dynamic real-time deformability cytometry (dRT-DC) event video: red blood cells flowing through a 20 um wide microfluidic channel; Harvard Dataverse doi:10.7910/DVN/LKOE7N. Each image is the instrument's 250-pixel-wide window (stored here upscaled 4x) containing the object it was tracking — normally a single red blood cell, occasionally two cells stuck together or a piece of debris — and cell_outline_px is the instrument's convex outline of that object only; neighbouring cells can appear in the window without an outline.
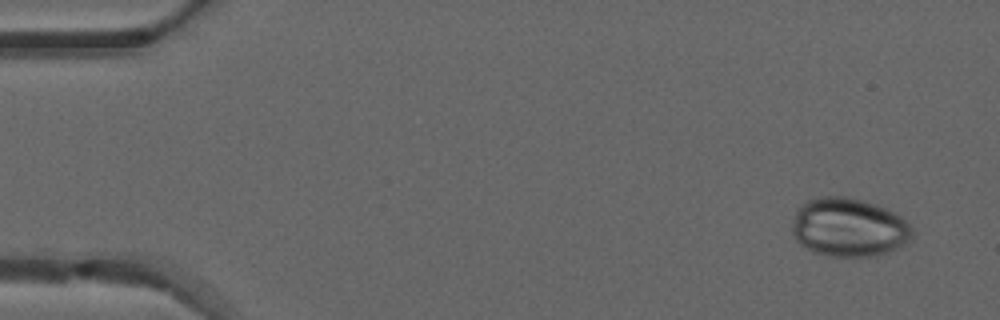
{"species": "common noctule bat (a hibernating species)", "species_latin": "Nyctalus noctula", "temperature_condition": "warm", "stored_images_in_passage": 49, "camera_frame_rate_fps": 3000, "um_per_image_px": 0.085, "animal": {"sex": "male", "forearm_length_mm": 52.5}, "frame": {"image": 1, "passage_image": 3, "time_ms": 0.667, "image_size_px": [1000, 320], "cell_outline_px": [[912, 236], [904, 244], [888, 252], [876, 256], [828, 256], [812, 252], [804, 248], [796, 240], [792, 232], [792, 220], [796, 212], [808, 200], [820, 196], [844, 196], [876, 204], [900, 216], [912, 228]], "centroid_in_image_um": [72.11, 19.34], "position_along_channel_um": 12.9, "area_um2": 40.92}}
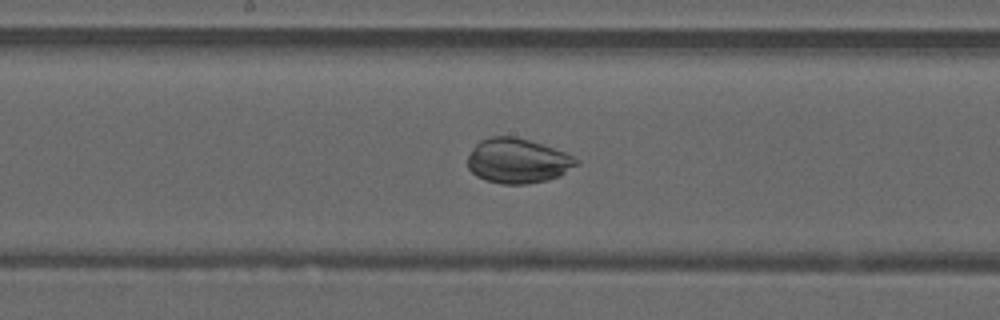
{"frame": {"image": 2, "passage_image": 26, "time_ms": 8.333, "image_size_px": [1000, 320], "cell_outline_px": [[580, 164], [560, 176], [548, 180], [528, 184], [500, 184], [484, 180], [476, 176], [468, 168], [468, 156], [472, 148], [480, 140], [488, 136], [516, 136], [564, 152], [580, 160]], "centroid_in_image_um": [43.99, 13.68], "position_along_channel_um": 204.2, "area_um2": 28.61}}
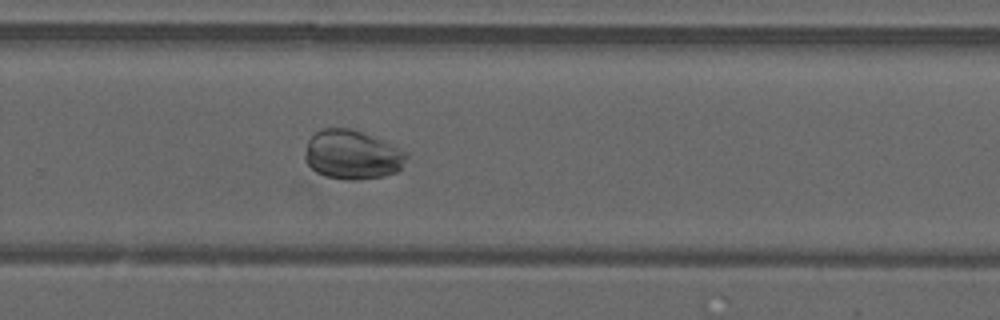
{"frame": {"image": 3, "passage_image": 33, "time_ms": 10.667, "image_size_px": [1000, 320], "cell_outline_px": [[408, 156], [400, 168], [396, 172], [384, 176], [356, 180], [348, 180], [324, 176], [316, 172], [304, 160], [304, 156], [308, 140], [316, 132], [324, 128], [348, 128], [360, 132], [408, 152]], "centroid_in_image_um": [29.9, 13.17], "position_along_channel_um": 299.9, "area_um2": 28.73}}